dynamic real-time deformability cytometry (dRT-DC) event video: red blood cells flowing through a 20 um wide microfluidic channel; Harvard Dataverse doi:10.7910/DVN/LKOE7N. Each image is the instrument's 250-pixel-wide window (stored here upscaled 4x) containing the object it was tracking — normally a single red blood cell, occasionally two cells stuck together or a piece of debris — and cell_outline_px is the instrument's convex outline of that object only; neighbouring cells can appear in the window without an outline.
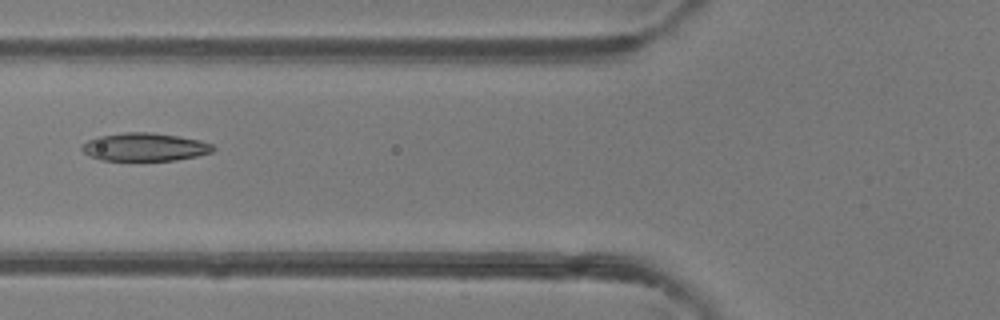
{"species": "common noctule bat (a hibernating species)", "species_latin": "Nyctalus noctula", "temperature_condition": "room temperature", "stored_images_in_passage": 48, "camera_frame_rate_fps": 3000, "um_per_image_px": 0.085, "animal": {"sex": "female"}, "frame": {"image": 1, "passage_image": 19, "time_ms": 6.0, "image_size_px": [1000, 320], "cell_outline_px": [[216, 148], [212, 152], [196, 156], [176, 160], [100, 160], [84, 152], [80, 148], [88, 140], [96, 136], [124, 132], [152, 132], [180, 136], [200, 140], [212, 144]], "centroid_in_image_um": [12.32, 12.48], "position_along_channel_um": 113.5, "area_um2": 21.5}}
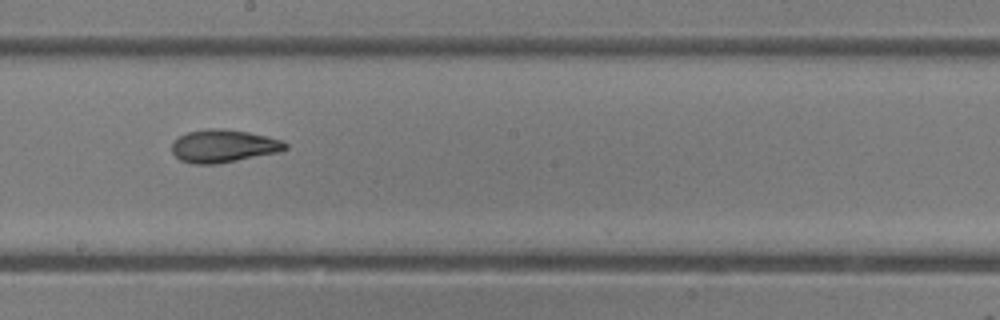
{"frame": {"image": 2, "passage_image": 27, "time_ms": 8.667, "image_size_px": [1000, 320], "cell_outline_px": [[288, 148], [280, 152], [216, 164], [192, 164], [180, 160], [172, 152], [172, 140], [188, 132], [204, 128], [224, 128], [248, 132], [268, 136], [280, 140], [288, 144]], "centroid_in_image_um": [18.99, 12.4], "position_along_channel_um": 229.2, "area_um2": 21.91}}
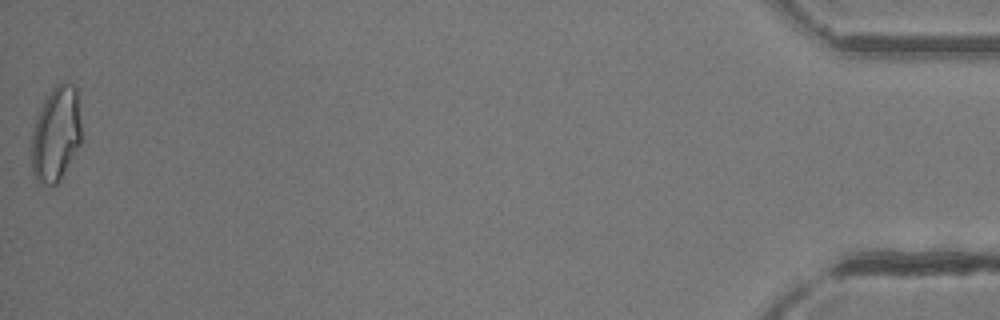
{"frame": {"image": 3, "passage_image": 48, "time_ms": 15.667, "image_size_px": [1000, 320], "cell_outline_px": [[80, 144], [60, 180], [52, 188], [48, 188], [36, 180], [32, 172], [32, 136], [36, 120], [40, 108], [44, 100], [52, 88], [60, 80], [72, 84], [76, 88], [80, 124]], "centroid_in_image_um": [4.74, 11.42], "position_along_channel_um": 430.5, "area_um2": 27.57}, "authors_computed_cell_mechanics": {"area_um2": 22.9466, "velocity_mm_per_s": 4.3331, "shape_relaxation_time_tau1_ms": 7.2708, "shape_relaxation_time_tau2_ms": 1.569, "deformation_change_tau1": 0.2321, "deformation_change_tau2": 0.077}}